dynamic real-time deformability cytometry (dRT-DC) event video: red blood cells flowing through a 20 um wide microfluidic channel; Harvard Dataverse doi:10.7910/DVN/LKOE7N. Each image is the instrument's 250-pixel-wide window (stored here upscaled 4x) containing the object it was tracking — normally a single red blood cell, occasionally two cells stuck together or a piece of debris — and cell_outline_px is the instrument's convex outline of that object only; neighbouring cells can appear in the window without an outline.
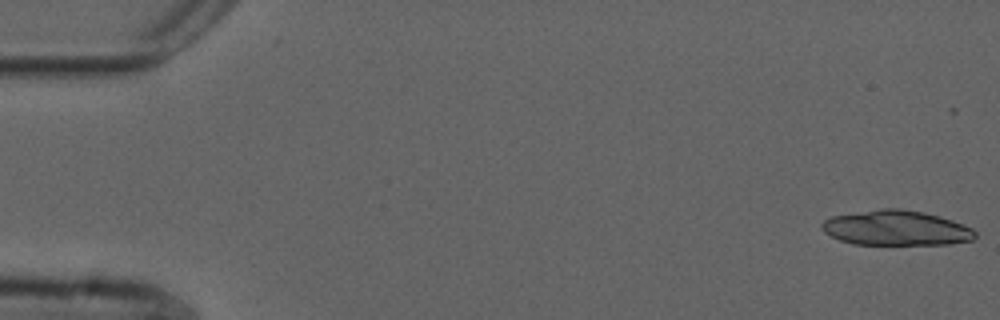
{"species": "common noctule bat (a hibernating species)", "species_latin": "Nyctalus noctula", "temperature_condition": "cold", "stored_images_in_passage": 19, "camera_frame_rate_fps": 3000, "um_per_image_px": 0.085, "animal": {"sex": "male", "forearm_length_mm": 52.5}, "frame": {"image": 1, "passage_image": 1, "time_ms": 0.0, "image_size_px": [1000, 320], "cell_outline_px": [[976, 236], [972, 240], [948, 244], [852, 244], [840, 240], [824, 232], [820, 224], [824, 220], [832, 216], [880, 208], [900, 208], [924, 212], [940, 216], [952, 220], [972, 228], [976, 232]], "centroid_in_image_um": [76.17, 19.37], "position_along_channel_um": 8.8, "area_um2": 31.27}}